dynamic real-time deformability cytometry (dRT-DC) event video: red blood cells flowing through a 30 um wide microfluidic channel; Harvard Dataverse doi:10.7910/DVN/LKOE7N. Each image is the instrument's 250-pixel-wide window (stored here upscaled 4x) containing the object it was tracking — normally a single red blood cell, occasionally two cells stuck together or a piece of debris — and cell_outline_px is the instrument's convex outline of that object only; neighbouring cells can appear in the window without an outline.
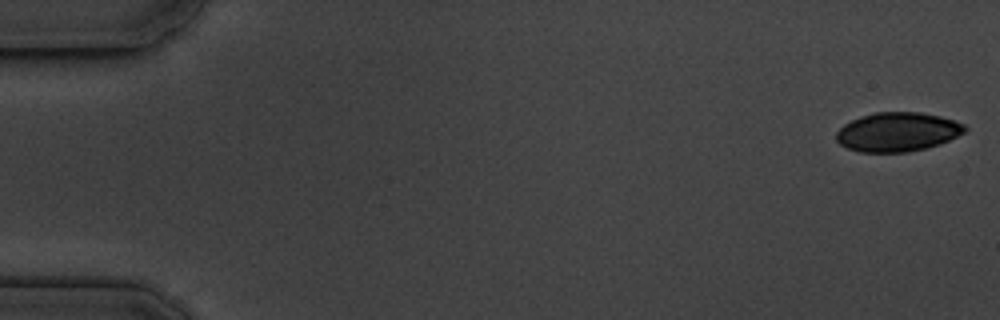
{"species": "common noctule bat (a hibernating species)", "species_latin": "Nyctalus noctula", "temperature_condition": "cold", "stored_images_in_passage": 55, "camera_frame_rate_fps": 3000, "um_per_image_px": 0.085, "animal": {"sex": "male", "body_mass_g": 19.5, "forearm_length_mm": 54.6}, "frame": {"image": 1, "passage_image": 1, "time_ms": 0.0, "image_size_px": [1000, 320], "cell_outline_px": [[968, 128], [964, 132], [948, 140], [924, 148], [908, 152], [860, 152], [848, 148], [840, 144], [836, 140], [836, 132], [844, 124], [860, 116], [876, 112], [920, 112], [940, 116], [964, 124]], "centroid_in_image_um": [76.26, 11.21], "position_along_channel_um": 8.7, "area_um2": 29.07}}
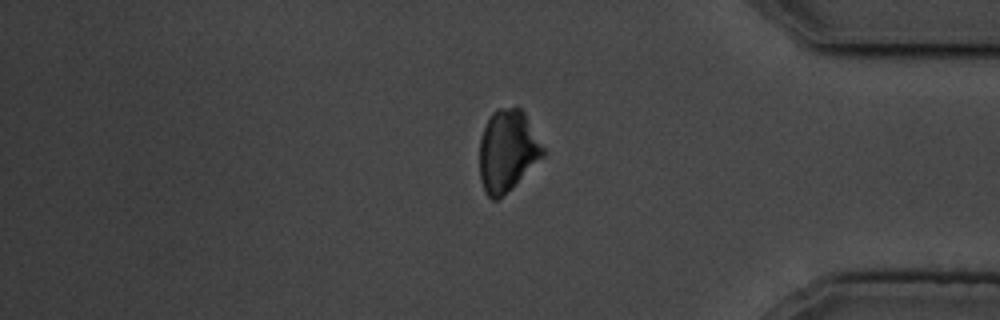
{"frame": {"image": 2, "passage_image": 46, "time_ms": 15.0, "image_size_px": [1000, 320], "cell_outline_px": [[544, 156], [512, 188], [496, 200], [492, 200], [484, 192], [480, 180], [480, 140], [484, 128], [492, 112], [496, 108], [520, 108], [524, 112], [544, 148]], "centroid_in_image_um": [43.12, 12.83], "position_along_channel_um": 392.1, "area_um2": 30.0}}
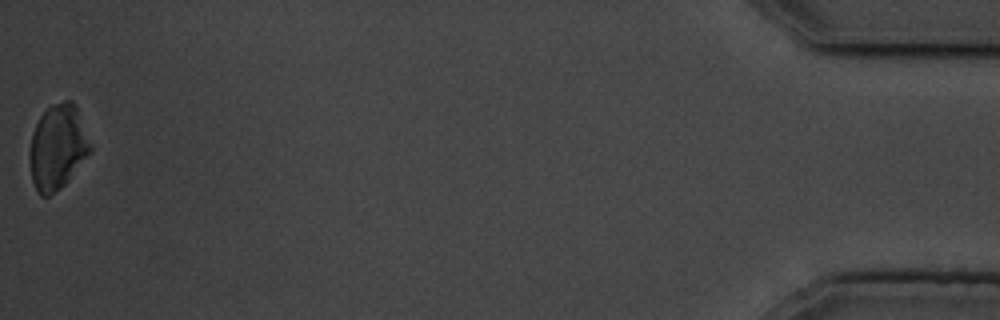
{"frame": {"image": 3, "passage_image": 55, "time_ms": 18.0, "image_size_px": [1000, 320], "cell_outline_px": [[92, 152], [68, 180], [60, 188], [48, 196], [40, 196], [36, 192], [32, 180], [32, 136], [36, 124], [40, 116], [52, 104], [64, 100], [72, 100], [76, 104], [92, 148]], "centroid_in_image_um": [4.95, 12.49], "position_along_channel_um": 430.3, "area_um2": 29.48}}